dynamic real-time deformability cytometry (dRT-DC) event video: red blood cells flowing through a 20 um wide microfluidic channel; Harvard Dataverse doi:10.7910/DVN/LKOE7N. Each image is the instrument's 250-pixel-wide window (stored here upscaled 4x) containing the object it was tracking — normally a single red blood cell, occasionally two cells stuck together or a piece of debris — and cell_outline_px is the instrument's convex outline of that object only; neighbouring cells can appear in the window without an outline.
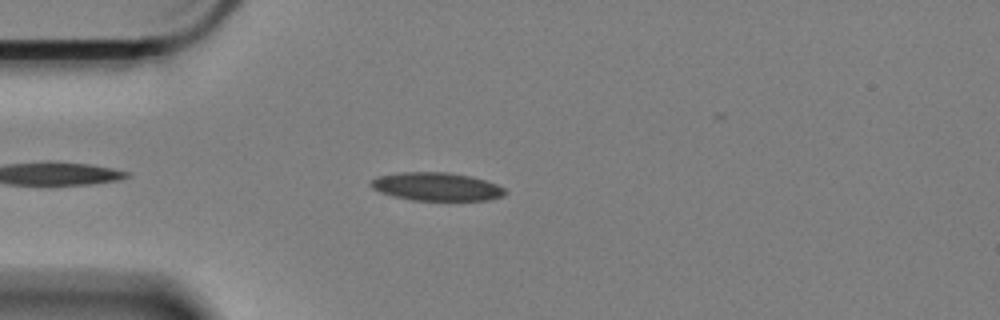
{"species": "Egyptian fruit bat (a non-hibernating species)", "species_latin": "Rousettus aegyptiacus", "temperature_condition": "cold", "stored_images_in_passage": 33, "camera_frame_rate_fps": 3000, "um_per_image_px": 0.085, "animal": {"sex": "female"}, "frame": {"image": 1, "passage_image": 6, "time_ms": 1.667, "image_size_px": [1000, 320], "cell_outline_px": [[508, 192], [504, 196], [488, 200], [412, 200], [392, 196], [380, 192], [372, 188], [368, 184], [372, 180], [380, 176], [400, 172], [448, 172], [472, 176], [496, 184], [504, 188]], "centroid_in_image_um": [37.12, 15.86], "position_along_channel_um": 47.9, "area_um2": 22.14}}
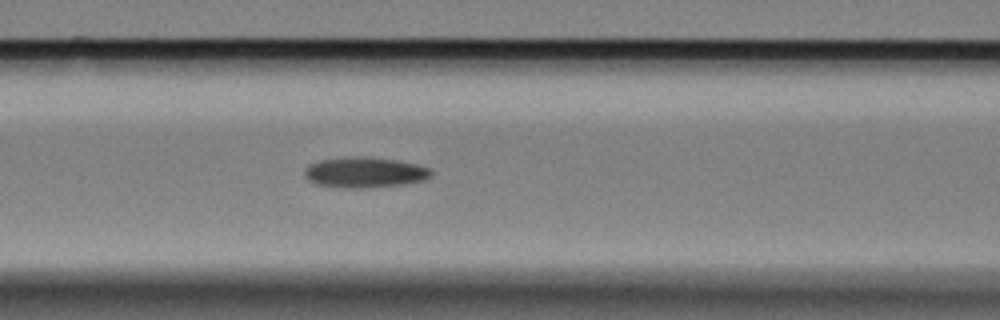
{"frame": {"image": 2, "passage_image": 15, "time_ms": 4.667, "image_size_px": [1000, 320], "cell_outline_px": [[432, 176], [424, 180], [404, 184], [364, 188], [348, 188], [316, 184], [308, 180], [304, 176], [304, 172], [308, 164], [320, 160], [352, 156], [372, 156], [396, 160], [416, 164], [432, 168]], "centroid_in_image_um": [31.01, 14.64], "position_along_channel_um": 135.6, "area_um2": 22.77}}
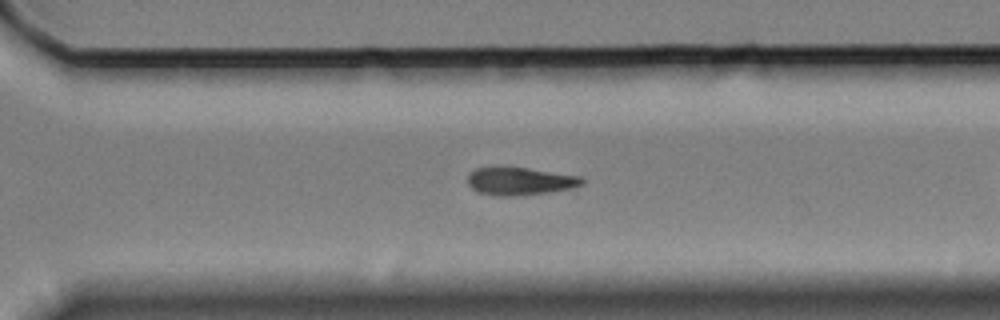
{"frame": {"image": 3, "passage_image": 28, "time_ms": 9.0, "image_size_px": [1000, 320], "cell_outline_px": [[584, 184], [568, 188], [548, 192], [508, 196], [496, 196], [480, 192], [472, 188], [468, 184], [468, 172], [476, 168], [528, 168], [580, 176], [584, 180]], "centroid_in_image_um": [44.17, 15.4], "position_along_channel_um": 326.4, "area_um2": 18.09}}